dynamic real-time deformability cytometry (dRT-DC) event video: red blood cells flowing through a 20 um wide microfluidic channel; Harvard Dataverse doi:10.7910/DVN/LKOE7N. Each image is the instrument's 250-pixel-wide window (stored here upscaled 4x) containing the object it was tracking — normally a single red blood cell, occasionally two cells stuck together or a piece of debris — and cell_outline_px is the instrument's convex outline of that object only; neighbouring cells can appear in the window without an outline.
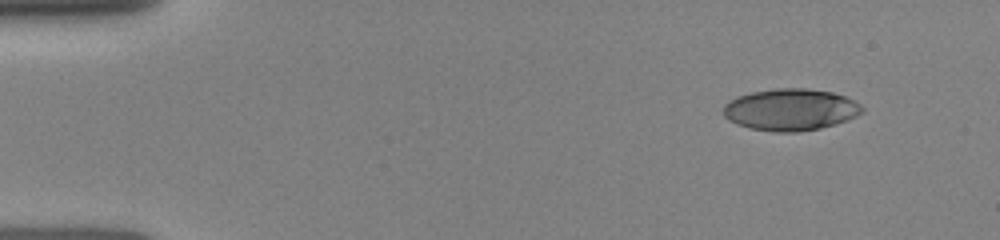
{"species": "human", "species_latin": "Homo sapiens", "temperature_condition": "room temperature", "stored_images_in_passage": 20, "camera_frame_rate_fps": 3000, "um_per_image_px": 0.085, "donor": {"sex": "female"}, "frame": {"image": 1, "passage_image": 1, "time_ms": 0.0, "image_size_px": [1000, 240], "cell_outline_px": [[864, 112], [856, 116], [820, 128], [796, 132], [776, 132], [748, 128], [736, 124], [728, 120], [724, 116], [724, 104], [728, 100], [736, 96], [752, 92], [776, 88], [804, 88], [832, 92], [844, 96], [860, 104], [864, 108]], "centroid_in_image_um": [67.15, 9.31], "position_along_channel_um": 17.8, "area_um2": 33.76}}
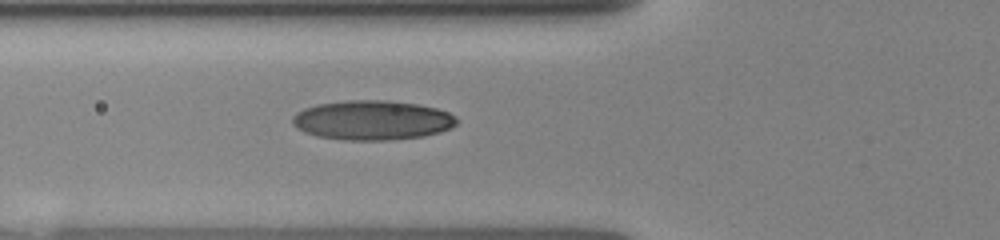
{"frame": {"image": 2, "passage_image": 15, "time_ms": 4.333, "image_size_px": [1000, 240], "cell_outline_px": [[456, 124], [452, 128], [440, 132], [424, 136], [388, 140], [344, 140], [316, 136], [304, 132], [296, 128], [292, 124], [292, 116], [296, 112], [304, 108], [320, 104], [348, 100], [388, 100], [416, 104], [436, 108], [448, 112], [456, 116]], "centroid_in_image_um": [31.63, 10.22], "position_along_channel_um": 94.2, "area_um2": 37.97}}
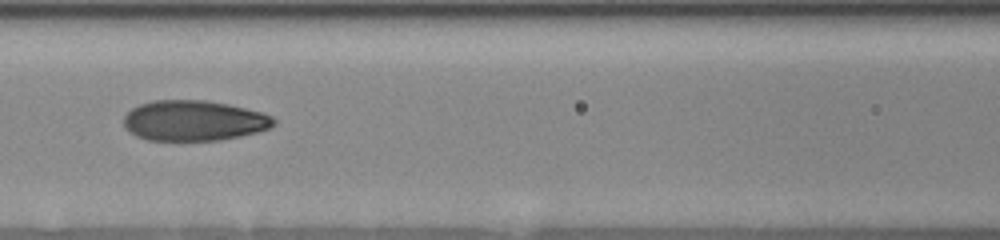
{"frame": {"image": 3, "passage_image": 18, "time_ms": 5.667, "image_size_px": [1000, 240], "cell_outline_px": [[276, 124], [272, 128], [240, 136], [220, 140], [148, 140], [136, 136], [124, 124], [124, 116], [132, 108], [140, 104], [156, 100], [204, 100], [228, 104], [260, 112], [272, 116], [276, 120]], "centroid_in_image_um": [16.51, 10.25], "position_along_channel_um": 150.1, "area_um2": 35.14}}